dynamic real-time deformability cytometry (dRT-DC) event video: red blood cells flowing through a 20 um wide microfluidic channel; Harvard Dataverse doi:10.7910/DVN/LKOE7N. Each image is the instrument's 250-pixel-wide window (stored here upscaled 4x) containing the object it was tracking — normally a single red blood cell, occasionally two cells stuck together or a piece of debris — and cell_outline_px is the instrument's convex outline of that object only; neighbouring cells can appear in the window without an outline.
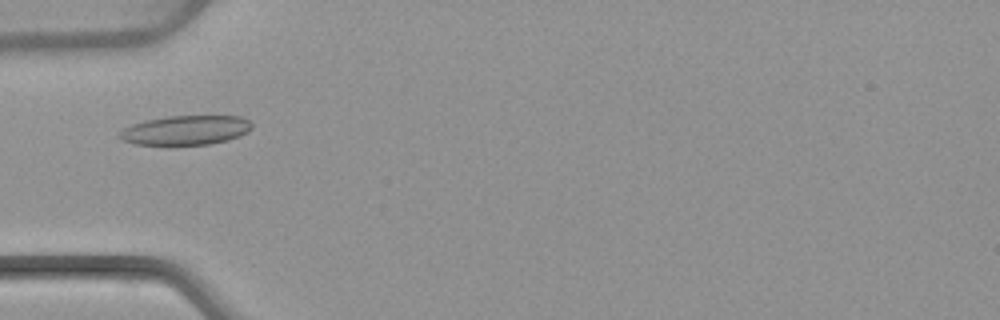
{"species": "common noctule bat (a hibernating species)", "species_latin": "Nyctalus noctula", "temperature_condition": "warm", "stored_images_in_passage": 7, "camera_frame_rate_fps": 3000, "um_per_image_px": 0.085, "animal": {"sex": "female", "body_mass_g": 22.7, "forearm_length_mm": 54.2}, "frame": {"image": 1, "passage_image": 3, "time_ms": 3.333, "image_size_px": [1000, 320], "cell_outline_px": [[252, 128], [248, 132], [240, 136], [228, 140], [208, 144], [168, 148], [136, 144], [120, 140], [116, 136], [124, 128], [132, 124], [148, 120], [168, 116], [240, 116], [248, 120], [252, 124]], "centroid_in_image_um": [15.73, 11.12], "position_along_channel_um": 69.3, "area_um2": 23.58}}
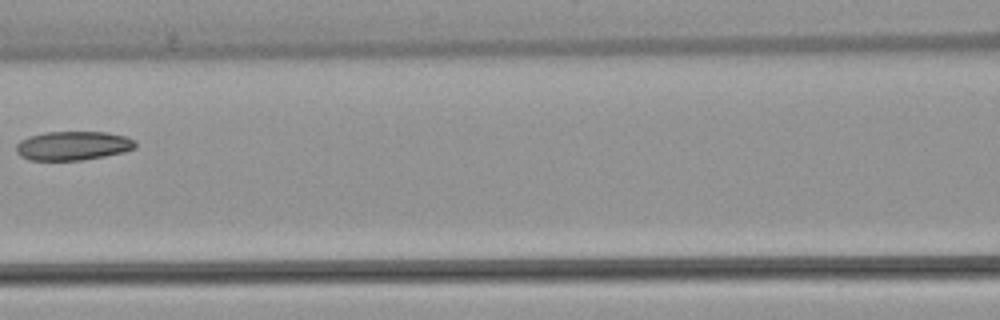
{"frame": {"image": 2, "passage_image": 5, "time_ms": 5.667, "image_size_px": [1000, 320], "cell_outline_px": [[136, 148], [124, 152], [84, 160], [28, 160], [20, 156], [16, 152], [16, 144], [20, 140], [28, 136], [44, 132], [108, 132], [124, 136], [136, 140]], "centroid_in_image_um": [6.19, 12.38], "position_along_channel_um": 160.4, "area_um2": 20.35}}
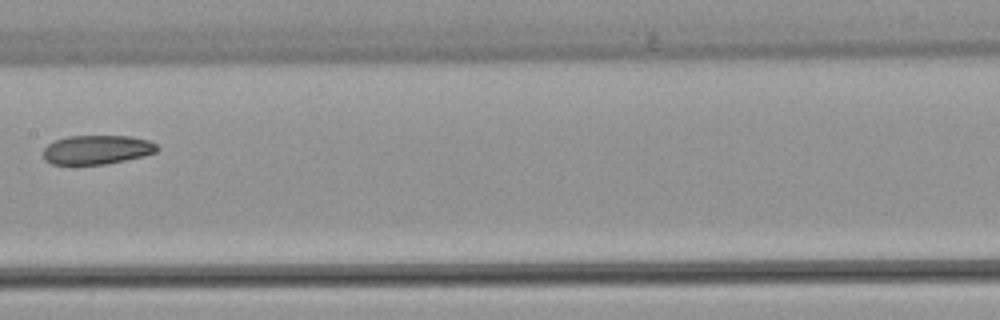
{"frame": {"image": 3, "passage_image": 6, "time_ms": 6.667, "image_size_px": [1000, 320], "cell_outline_px": [[160, 148], [156, 152], [144, 156], [104, 164], [52, 164], [44, 160], [44, 148], [48, 144], [56, 140], [68, 136], [132, 136], [148, 140], [156, 144]], "centroid_in_image_um": [8.26, 12.72], "position_along_channel_um": 199.1, "area_um2": 19.25}}